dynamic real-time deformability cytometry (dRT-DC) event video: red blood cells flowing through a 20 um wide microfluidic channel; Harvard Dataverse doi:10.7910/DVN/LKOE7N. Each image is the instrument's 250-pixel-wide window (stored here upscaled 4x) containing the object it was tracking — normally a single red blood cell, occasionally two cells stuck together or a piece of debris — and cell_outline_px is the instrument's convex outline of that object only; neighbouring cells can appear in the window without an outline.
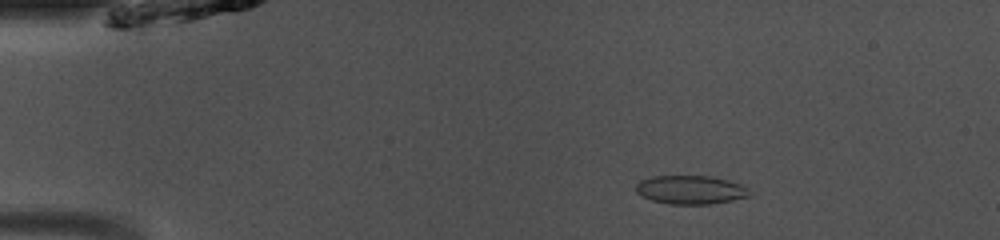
{"species": "common noctule bat (a hibernating species)", "species_latin": "Nyctalus noctula", "temperature_condition": "room temperature", "stored_images_in_passage": 48, "camera_frame_rate_fps": 3000, "um_per_image_px": 0.085, "animal": {"sex": "male", "body_mass_g": 13.0, "forearm_length_mm": 53.1}, "frame": {"image": 1, "passage_image": 8, "time_ms": 2.333, "image_size_px": [1000, 240], "cell_outline_px": [[752, 196], [732, 200], [708, 204], [668, 204], [652, 200], [640, 196], [636, 192], [636, 184], [640, 180], [652, 176], [712, 176], [744, 184], [748, 188]], "centroid_in_image_um": [58.72, 16.13], "position_along_channel_um": 26.3, "area_um2": 19.19}}
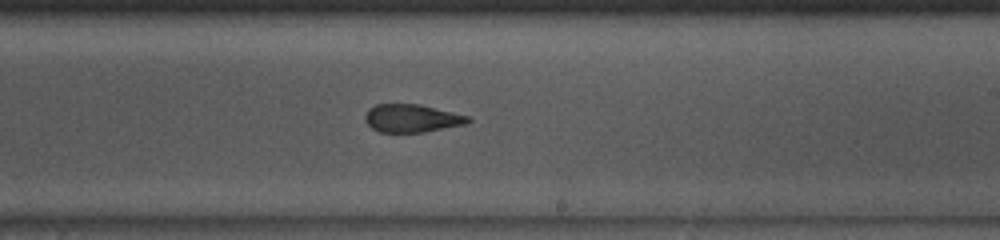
{"frame": {"image": 2, "passage_image": 29, "time_ms": 9.333, "image_size_px": [1000, 240], "cell_outline_px": [[472, 120], [468, 124], [424, 132], [380, 132], [372, 128], [364, 120], [364, 116], [368, 108], [376, 104], [420, 104], [468, 116]], "centroid_in_image_um": [35.0, 10.05], "position_along_channel_um": 254.0, "area_um2": 16.88}}
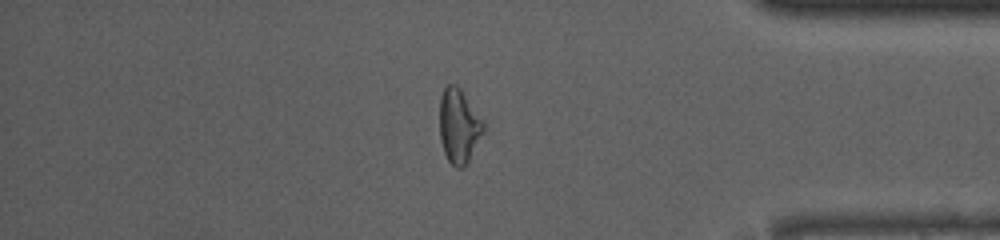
{"frame": {"image": 3, "passage_image": 41, "time_ms": 13.333, "image_size_px": [1000, 240], "cell_outline_px": [[484, 132], [468, 160], [460, 168], [456, 168], [448, 160], [444, 152], [440, 140], [440, 96], [444, 88], [448, 84], [456, 84], [460, 88], [484, 120]], "centroid_in_image_um": [39.0, 10.67], "position_along_channel_um": 396.2, "area_um2": 18.9}, "authors_computed_cell_mechanics": {"area_um2": 18.7561, "velocity_mm_per_s": 4.1245, "shape_relaxation_time_tau1_ms": null, "shape_relaxation_time_tau2_ms": 1.0816, "deformation_change_tau1": null, "deformation_change_tau2": 0.0742}}